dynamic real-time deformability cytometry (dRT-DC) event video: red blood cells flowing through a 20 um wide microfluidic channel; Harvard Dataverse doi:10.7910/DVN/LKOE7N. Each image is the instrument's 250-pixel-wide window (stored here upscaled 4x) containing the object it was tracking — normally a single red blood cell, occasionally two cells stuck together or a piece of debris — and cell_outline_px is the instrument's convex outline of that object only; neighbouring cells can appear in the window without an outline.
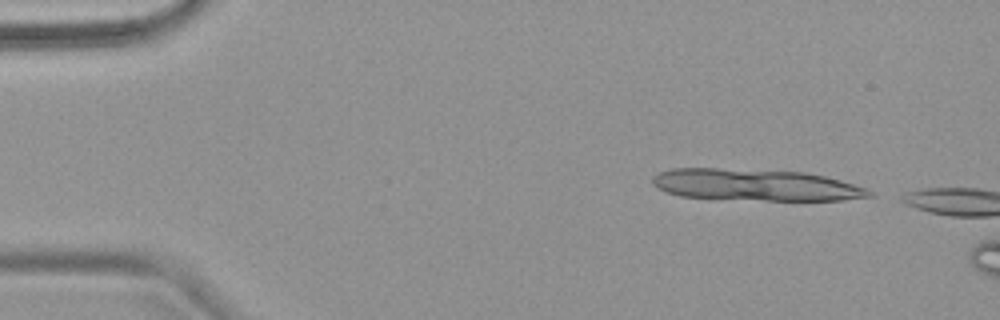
{"species": "common noctule bat (a hibernating species)", "species_latin": "Nyctalus noctula", "temperature_condition": "warm", "stored_images_in_passage": 5, "camera_frame_rate_fps": 3000, "um_per_image_px": 0.085, "animal": {"sex": "female", "body_mass_g": 18.4}, "frame": {"image": 1, "passage_image": 5, "time_ms": 6.0, "image_size_px": [1000, 320], "cell_outline_px": [[876, 196], [844, 200], [764, 200], [680, 196], [656, 188], [652, 184], [652, 176], [660, 172], [672, 168], [720, 168], [804, 172], [824, 176], [840, 180], [864, 188], [872, 192]], "centroid_in_image_um": [64.21, 15.71], "position_along_channel_um": 20.8, "area_um2": 39.77}}